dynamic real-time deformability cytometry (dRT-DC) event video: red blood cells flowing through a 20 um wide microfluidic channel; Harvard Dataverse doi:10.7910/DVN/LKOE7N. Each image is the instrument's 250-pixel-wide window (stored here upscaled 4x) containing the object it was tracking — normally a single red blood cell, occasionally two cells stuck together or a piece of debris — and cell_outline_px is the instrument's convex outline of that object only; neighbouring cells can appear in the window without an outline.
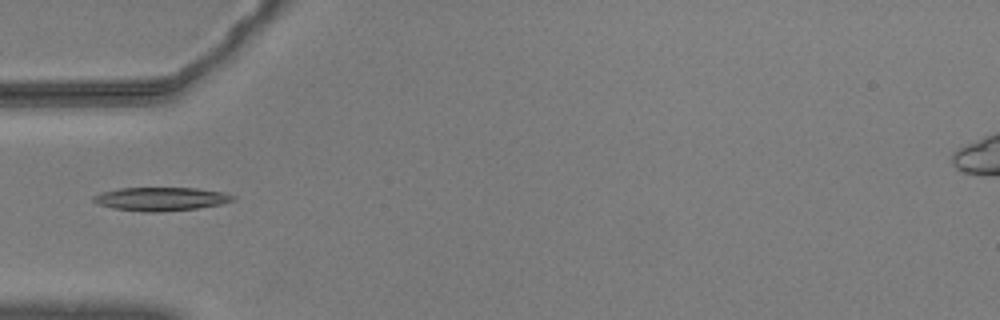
{"species": "common noctule bat (a hibernating species)", "species_latin": "Nyctalus noctula", "temperature_condition": "warm", "stored_images_in_passage": 4, "camera_frame_rate_fps": 3000, "um_per_image_px": 0.085, "animal": {"sex": "male", "body_mass_g": 20.5, "forearm_length_mm": 52.5}, "frame": {"image": 1, "passage_image": 1, "time_ms": 0.0, "image_size_px": [1000, 320], "cell_outline_px": [[236, 200], [220, 204], [196, 208], [156, 212], [148, 212], [112, 208], [100, 204], [92, 200], [92, 196], [100, 192], [120, 188], [196, 188], [224, 192], [236, 196]], "centroid_in_image_um": [13.69, 16.9], "position_along_channel_um": 71.3, "area_um2": 19.02}}